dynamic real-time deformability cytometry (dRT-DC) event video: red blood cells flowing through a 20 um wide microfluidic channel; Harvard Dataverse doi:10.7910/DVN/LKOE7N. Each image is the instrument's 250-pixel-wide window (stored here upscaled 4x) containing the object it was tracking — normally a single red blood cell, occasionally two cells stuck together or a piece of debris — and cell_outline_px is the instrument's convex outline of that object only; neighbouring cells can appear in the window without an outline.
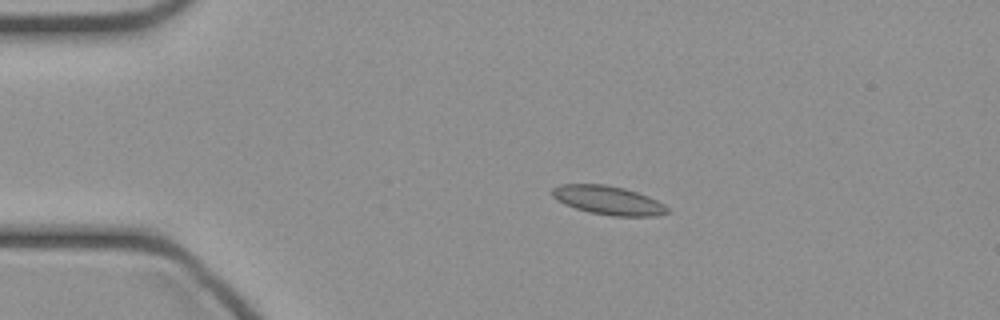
{"species": "common noctule bat (a hibernating species)", "species_latin": "Nyctalus noctula", "temperature_condition": "cold", "stored_images_in_passage": 38, "camera_frame_rate_fps": 3000, "um_per_image_px": 0.085, "animal": {"sex": "female", "body_mass_g": 21.9}, "frame": {"image": 1, "passage_image": 1, "time_ms": 0.0, "image_size_px": [1000, 320], "cell_outline_px": [[672, 212], [656, 216], [612, 216], [588, 212], [564, 204], [552, 196], [552, 188], [560, 184], [604, 184], [624, 188], [648, 196], [664, 204]], "centroid_in_image_um": [51.71, 17.03], "position_along_channel_um": 33.3, "area_um2": 19.36}}
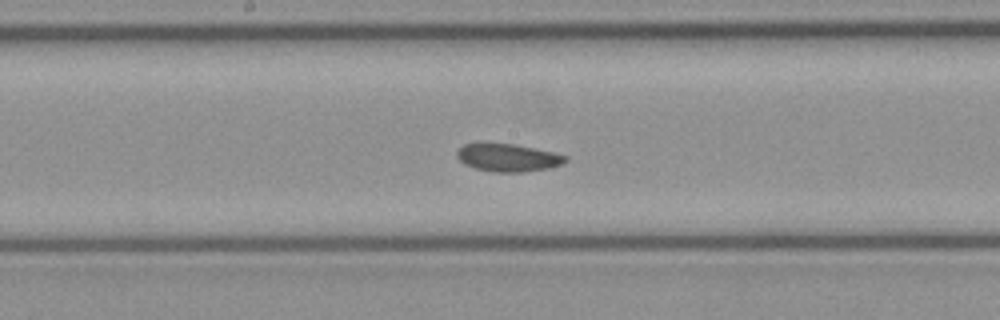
{"frame": {"image": 2, "passage_image": 16, "time_ms": 5.0, "image_size_px": [1000, 320], "cell_outline_px": [[568, 160], [564, 164], [548, 168], [520, 172], [492, 172], [476, 168], [464, 164], [456, 156], [456, 152], [464, 144], [512, 144], [552, 152], [568, 156]], "centroid_in_image_um": [43.19, 13.41], "position_along_channel_um": 205.0, "area_um2": 17.28}}
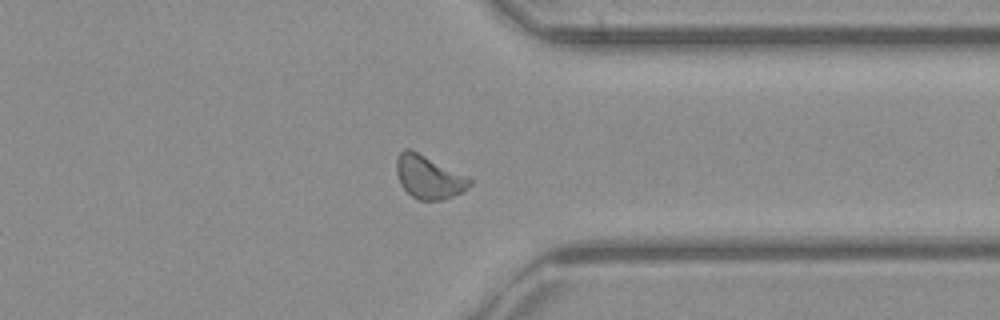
{"frame": {"image": 3, "passage_image": 28, "time_ms": 9.0, "image_size_px": [1000, 320], "cell_outline_px": [[472, 184], [468, 188], [452, 196], [440, 200], [416, 200], [400, 184], [396, 172], [396, 160], [400, 152], [404, 148], [408, 148], [468, 176], [472, 180]], "centroid_in_image_um": [36.43, 15.05], "position_along_channel_um": 375.0, "area_um2": 18.26}}